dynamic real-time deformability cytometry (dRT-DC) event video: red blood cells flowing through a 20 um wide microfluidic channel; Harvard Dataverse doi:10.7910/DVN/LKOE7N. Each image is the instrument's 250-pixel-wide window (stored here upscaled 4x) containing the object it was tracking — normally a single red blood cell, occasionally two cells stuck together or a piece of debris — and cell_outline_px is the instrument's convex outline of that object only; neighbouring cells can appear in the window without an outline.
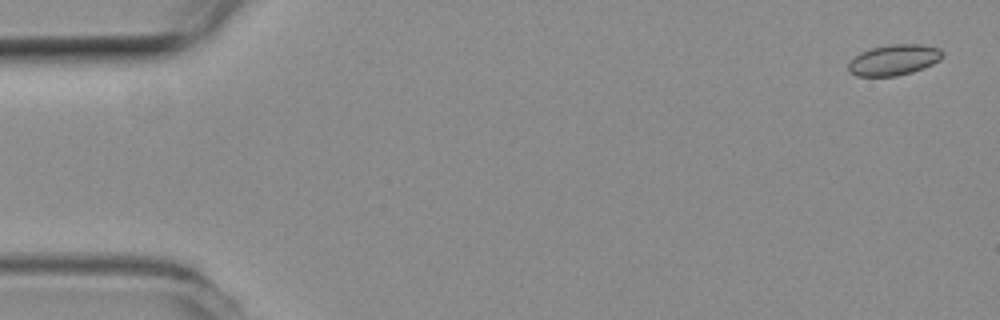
{"species": "common noctule bat (a hibernating species)", "species_latin": "Nyctalus noctula", "temperature_condition": "room temperature", "stored_images_in_passage": 9, "camera_frame_rate_fps": 3000, "um_per_image_px": 0.085, "animal": {"sex": "female", "body_mass_g": 19.3, "forearm_length_mm": 54.1}, "frame": {"image": 1, "passage_image": 2, "time_ms": 0.333, "image_size_px": [1000, 320], "cell_outline_px": [[944, 56], [940, 60], [924, 68], [912, 72], [896, 76], [856, 76], [848, 68], [848, 64], [860, 52], [872, 48], [892, 44], [920, 44], [940, 48], [944, 52]], "centroid_in_image_um": [76.03, 5.09], "position_along_channel_um": 9.0, "area_um2": 16.82}}